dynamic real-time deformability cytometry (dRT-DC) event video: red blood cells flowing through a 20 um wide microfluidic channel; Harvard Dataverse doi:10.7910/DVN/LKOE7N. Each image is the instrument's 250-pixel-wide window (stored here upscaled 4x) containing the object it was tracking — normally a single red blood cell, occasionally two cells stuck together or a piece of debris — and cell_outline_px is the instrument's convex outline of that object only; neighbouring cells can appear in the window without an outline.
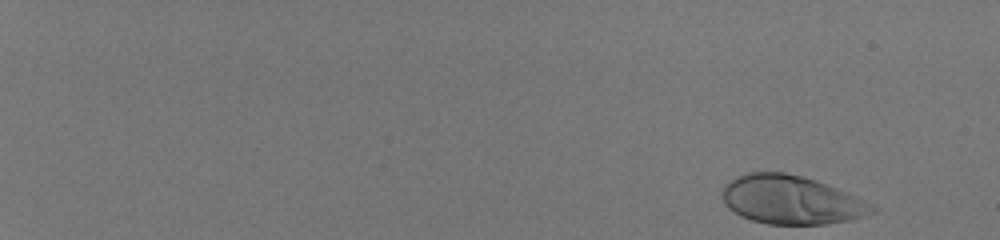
{"species": "human", "species_latin": "Homo sapiens", "temperature_condition": "room temperature", "stored_images_in_passage": 50, "camera_frame_rate_fps": 3000, "um_per_image_px": 0.085, "donor": {"sex": "male"}, "frame": {"image": 1, "passage_image": 1, "time_ms": 0.0, "image_size_px": [1000, 240], "cell_outline_px": [[880, 208], [876, 212], [852, 220], [824, 224], [768, 224], [752, 220], [740, 216], [728, 208], [724, 204], [720, 196], [720, 192], [724, 184], [736, 176], [748, 172], [784, 172], [816, 180], [848, 192]], "centroid_in_image_um": [67.24, 16.99], "position_along_channel_um": 17.8, "area_um2": 42.95}}
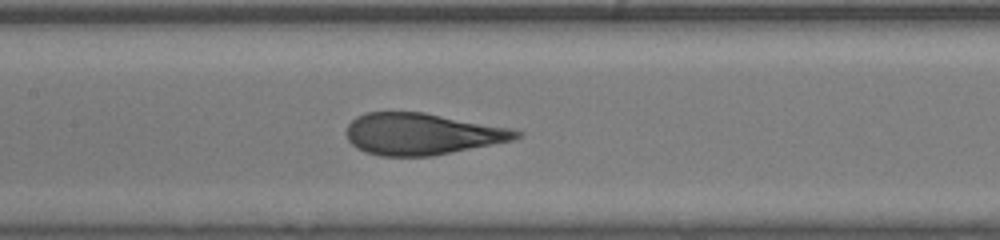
{"frame": {"image": 2, "passage_image": 29, "time_ms": 9.333, "image_size_px": [1000, 240], "cell_outline_px": [[524, 136], [512, 140], [432, 156], [380, 156], [364, 152], [356, 148], [348, 140], [344, 132], [348, 124], [356, 116], [364, 112], [424, 112], [516, 128], [524, 132]], "centroid_in_image_um": [35.88, 11.38], "position_along_channel_um": 171.5, "area_um2": 41.79}}
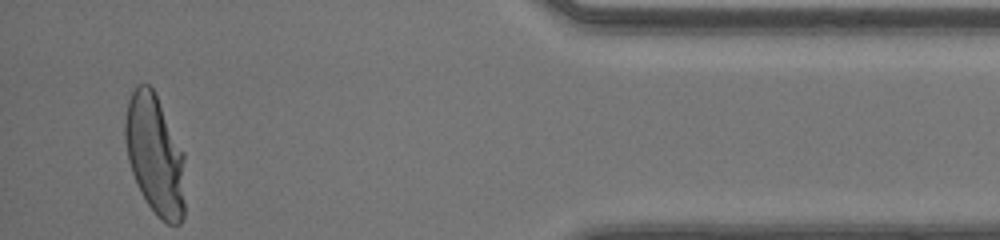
{"frame": {"image": 3, "passage_image": 50, "time_ms": 16.333, "image_size_px": [1000, 240], "cell_outline_px": [[184, 216], [180, 224], [168, 224], [160, 220], [148, 204], [132, 172], [128, 160], [124, 140], [124, 120], [128, 100], [132, 92], [140, 84], [148, 84], [152, 88], [184, 152]], "centroid_in_image_um": [13.17, 13.18], "position_along_channel_um": 422.0, "area_um2": 41.73}, "authors_computed_cell_mechanics": {"area_um2": 41.7316, "velocity_mm_per_s": 4.1117, "shape_relaxation_time_tau1_ms": 4.8767, "shape_relaxation_time_tau2_ms": null, "deformation_change_tau1": 0.2374, "deformation_change_tau2": null}}